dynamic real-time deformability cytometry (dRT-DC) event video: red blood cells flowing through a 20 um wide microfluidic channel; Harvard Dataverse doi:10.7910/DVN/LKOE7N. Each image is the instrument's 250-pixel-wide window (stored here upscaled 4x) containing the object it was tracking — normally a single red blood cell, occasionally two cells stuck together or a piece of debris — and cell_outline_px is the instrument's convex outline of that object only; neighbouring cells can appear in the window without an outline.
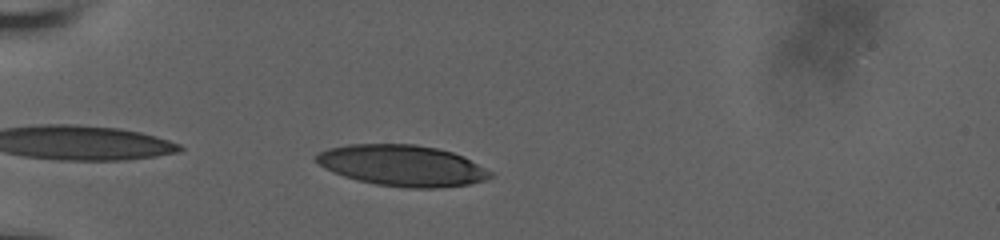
{"species": "human", "species_latin": "Homo sapiens", "temperature_condition": "room temperature", "stored_images_in_passage": 6, "camera_frame_rate_fps": 3000, "um_per_image_px": 0.085, "donor": {"sex": "male"}, "frame": {"image": 1, "passage_image": 1, "time_ms": 0.0, "image_size_px": [1000, 240], "cell_outline_px": [[496, 176], [484, 180], [468, 184], [440, 188], [408, 188], [376, 184], [344, 176], [332, 172], [324, 168], [316, 160], [316, 156], [320, 152], [328, 148], [348, 144], [416, 144], [436, 148], [452, 152], [464, 156], [492, 172]], "centroid_in_image_um": [34.22, 14.07], "position_along_channel_um": 50.8, "area_um2": 41.62}}
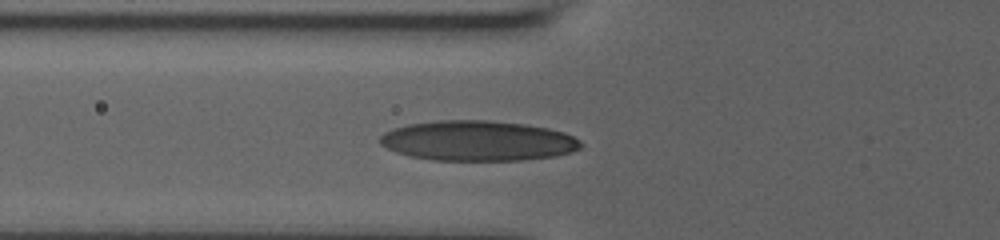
{"frame": {"image": 2, "passage_image": 4, "time_ms": 1.667, "image_size_px": [1000, 240], "cell_outline_px": [[584, 144], [580, 148], [572, 152], [556, 156], [524, 160], [432, 160], [412, 156], [396, 152], [380, 144], [376, 140], [384, 132], [392, 128], [408, 124], [440, 120], [488, 120], [524, 124], [548, 128], [564, 132], [580, 140]], "centroid_in_image_um": [40.61, 11.96], "position_along_channel_um": 85.2, "area_um2": 47.22}}
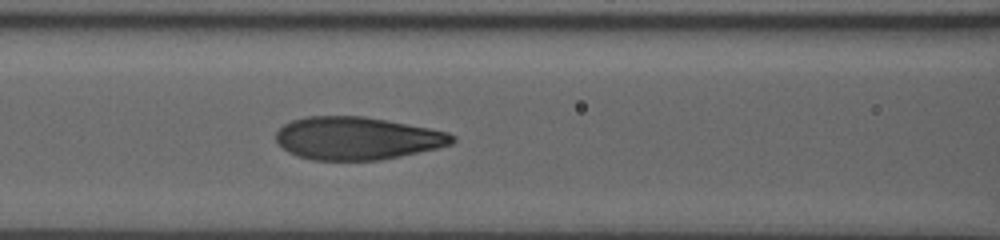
{"frame": {"image": 3, "passage_image": 6, "time_ms": 3.0, "image_size_px": [1000, 240], "cell_outline_px": [[456, 140], [452, 144], [436, 148], [400, 156], [380, 160], [312, 160], [296, 156], [288, 152], [276, 140], [276, 132], [284, 124], [292, 120], [308, 116], [364, 116], [428, 128], [448, 132], [456, 136]], "centroid_in_image_um": [30.34, 11.76], "position_along_channel_um": 136.3, "area_um2": 43.81}}